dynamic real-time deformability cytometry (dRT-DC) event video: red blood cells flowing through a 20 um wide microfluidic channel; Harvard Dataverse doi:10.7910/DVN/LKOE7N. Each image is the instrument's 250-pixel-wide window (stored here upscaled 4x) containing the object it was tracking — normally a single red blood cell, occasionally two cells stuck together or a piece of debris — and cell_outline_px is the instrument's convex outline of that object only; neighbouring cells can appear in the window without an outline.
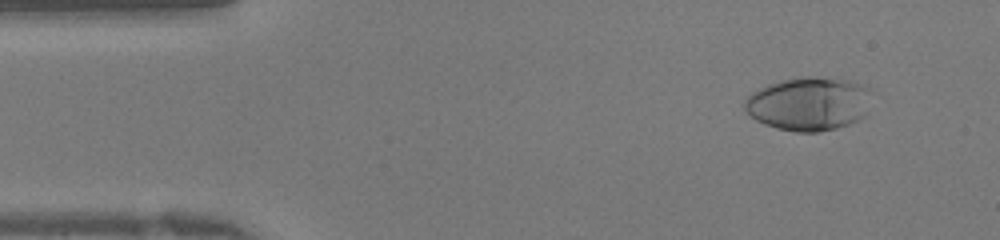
{"species": "human", "species_latin": "Homo sapiens", "temperature_condition": "warm", "stored_images_in_passage": 42, "camera_frame_rate_fps": 3000, "um_per_image_px": 0.085, "donor": {"sex": "female"}, "frame": {"image": 1, "passage_image": 4, "time_ms": 1.0, "image_size_px": [1000, 240], "cell_outline_px": [[868, 88], [864, 116], [848, 124], [836, 128], [816, 132], [796, 132], [780, 128], [756, 120], [744, 108], [744, 100], [752, 92], [768, 84], [784, 80], [804, 76], [812, 76], [844, 80]], "centroid_in_image_um": [68.67, 8.82], "position_along_channel_um": 16.3, "area_um2": 38.55}}
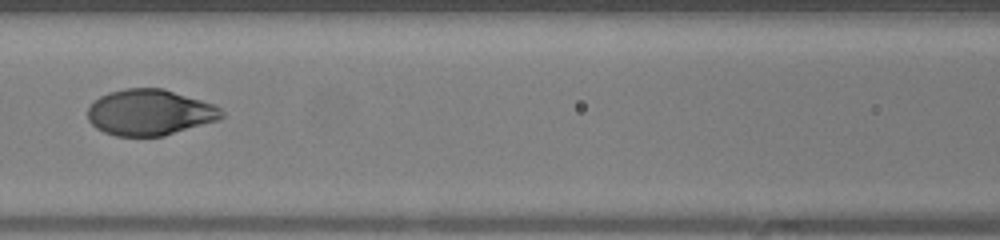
{"frame": {"image": 2, "passage_image": 18, "time_ms": 5.667, "image_size_px": [1000, 240], "cell_outline_px": [[224, 116], [216, 120], [164, 136], [116, 136], [104, 132], [96, 128], [88, 120], [88, 108], [100, 96], [108, 92], [124, 88], [164, 88], [216, 104], [224, 112]], "centroid_in_image_um": [12.74, 9.54], "position_along_channel_um": 153.9, "area_um2": 35.95}}
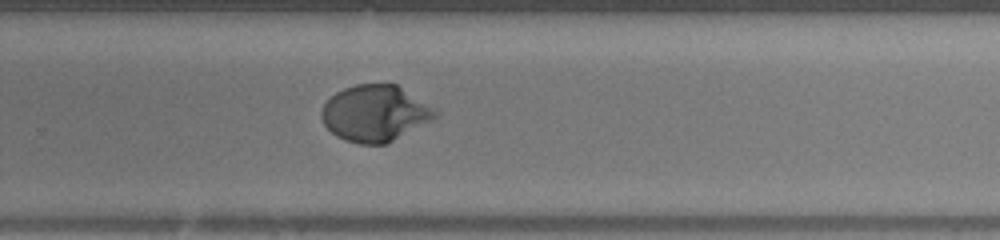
{"frame": {"image": 3, "passage_image": 27, "time_ms": 8.667, "image_size_px": [1000, 240], "cell_outline_px": [[440, 116], [388, 144], [360, 144], [344, 140], [336, 136], [324, 124], [320, 116], [320, 112], [324, 104], [336, 92], [344, 88], [356, 84], [396, 84], [440, 112]], "centroid_in_image_um": [31.89, 9.65], "position_along_channel_um": 297.9, "area_um2": 37.4}}